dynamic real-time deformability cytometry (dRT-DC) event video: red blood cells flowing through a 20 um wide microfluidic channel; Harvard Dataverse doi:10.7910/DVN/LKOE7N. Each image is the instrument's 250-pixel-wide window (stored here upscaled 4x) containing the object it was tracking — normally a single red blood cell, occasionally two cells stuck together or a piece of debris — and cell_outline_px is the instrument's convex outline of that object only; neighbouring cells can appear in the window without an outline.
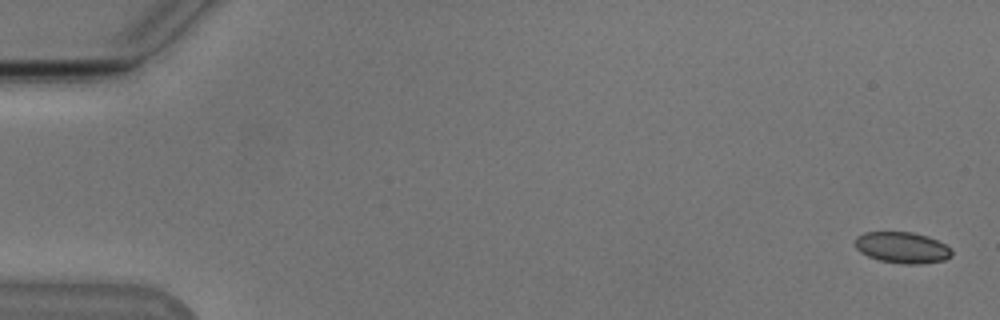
{"species": "Egyptian fruit bat (a non-hibernating species)", "species_latin": "Rousettus aegyptiacus", "temperature_condition": "cold", "stored_images_in_passage": 17, "camera_frame_rate_fps": 3000, "um_per_image_px": 0.085, "animal": {"sex": "male"}, "frame": {"image": 1, "passage_image": 1, "time_ms": 0.0, "image_size_px": [1000, 320], "cell_outline_px": [[952, 256], [944, 260], [920, 264], [904, 264], [880, 260], [868, 256], [860, 252], [856, 248], [856, 236], [864, 232], [912, 232], [928, 236], [944, 244], [952, 252]], "centroid_in_image_um": [76.67, 21.04], "position_along_channel_um": 8.3, "area_um2": 17.46}}